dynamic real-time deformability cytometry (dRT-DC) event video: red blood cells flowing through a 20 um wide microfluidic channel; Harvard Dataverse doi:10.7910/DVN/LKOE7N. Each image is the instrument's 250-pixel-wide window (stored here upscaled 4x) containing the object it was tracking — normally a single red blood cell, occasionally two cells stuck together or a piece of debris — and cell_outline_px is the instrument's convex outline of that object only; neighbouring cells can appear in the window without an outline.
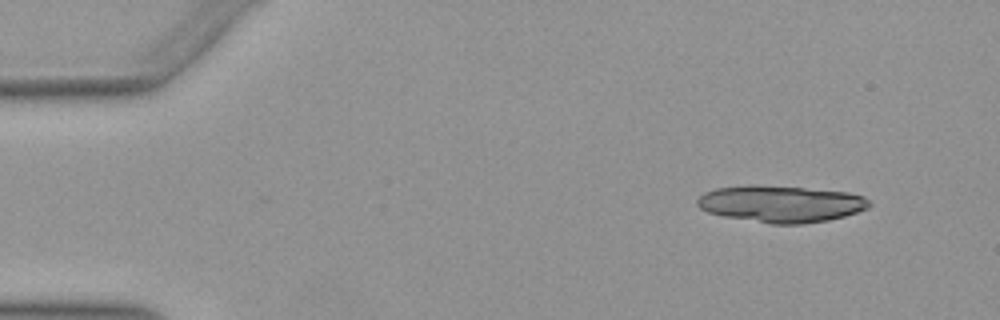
{"species": "Egyptian fruit bat (a non-hibernating species)", "species_latin": "Rousettus aegyptiacus", "temperature_condition": "warm", "stored_images_in_passage": 20, "camera_frame_rate_fps": 3000, "um_per_image_px": 0.085, "animal": {"sex": "female"}, "frame": {"image": 1, "passage_image": 2, "time_ms": 0.333, "image_size_px": [1000, 320], "cell_outline_px": [[872, 204], [868, 208], [844, 216], [828, 220], [804, 224], [772, 224], [724, 216], [708, 212], [700, 208], [696, 204], [696, 200], [704, 192], [716, 188], [748, 184], [756, 184], [804, 188], [848, 192], [864, 196]], "centroid_in_image_um": [66.36, 17.32], "position_along_channel_um": 18.6, "area_um2": 36.99}}
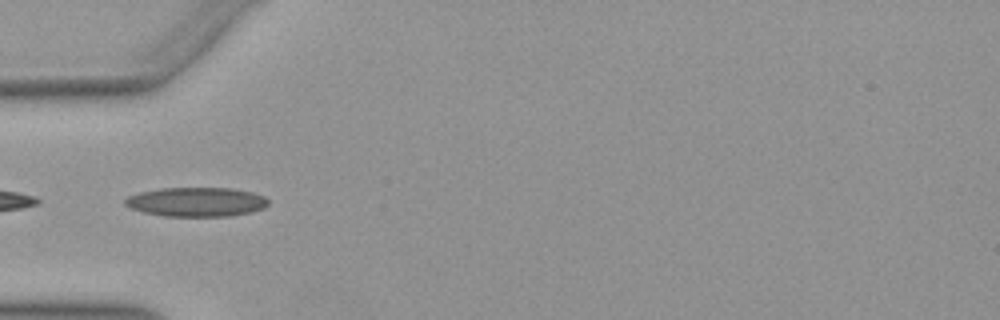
{"frame": {"image": 2, "passage_image": 14, "time_ms": 4.333, "image_size_px": [1000, 320], "cell_outline_px": [[268, 204], [264, 208], [248, 212], [228, 216], [164, 216], [144, 212], [132, 208], [124, 204], [124, 200], [128, 196], [140, 192], [160, 188], [232, 188], [252, 192], [264, 196], [268, 200]], "centroid_in_image_um": [16.69, 17.15], "position_along_channel_um": 68.3, "area_um2": 24.28}}
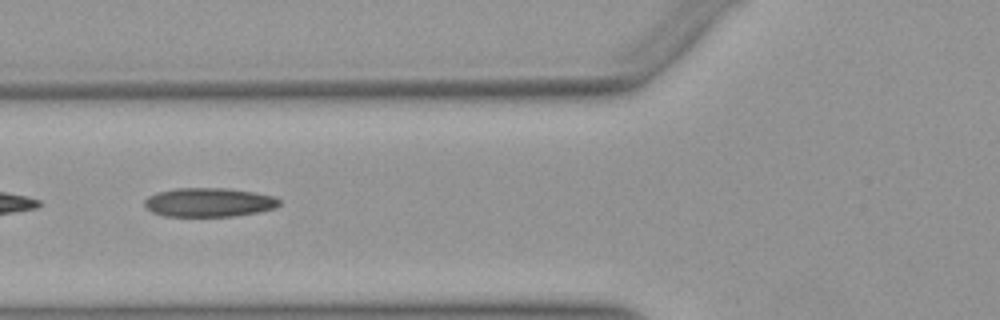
{"frame": {"image": 3, "passage_image": 17, "time_ms": 5.333, "image_size_px": [1000, 320], "cell_outline_px": [[280, 204], [276, 208], [260, 212], [236, 216], [164, 216], [152, 212], [144, 204], [144, 200], [148, 196], [156, 192], [176, 188], [224, 188], [256, 192], [276, 196], [280, 200]], "centroid_in_image_um": [17.8, 17.19], "position_along_channel_um": 108.0, "area_um2": 23.0}}